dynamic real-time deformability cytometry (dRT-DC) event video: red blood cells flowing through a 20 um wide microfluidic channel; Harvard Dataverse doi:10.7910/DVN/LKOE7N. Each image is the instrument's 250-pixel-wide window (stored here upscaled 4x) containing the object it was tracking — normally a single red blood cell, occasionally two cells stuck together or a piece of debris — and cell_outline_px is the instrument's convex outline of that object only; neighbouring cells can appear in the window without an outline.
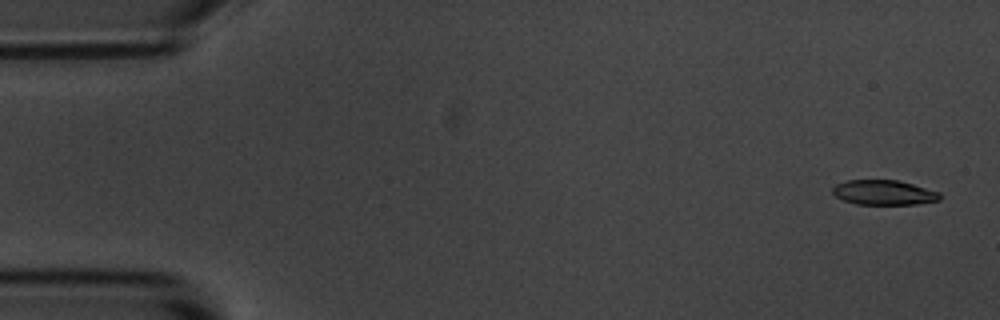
{"species": "common noctule bat (a hibernating species)", "species_latin": "Nyctalus noctula", "temperature_condition": "room temperature", "stored_images_in_passage": 55, "camera_frame_rate_fps": 3000, "um_per_image_px": 0.085, "animal": {"sex": "male", "body_mass_g": 20.1, "forearm_length_mm": 53.5}, "frame": {"image": 1, "passage_image": 2, "time_ms": 0.333, "image_size_px": [1000, 320], "cell_outline_px": [[940, 200], [916, 204], [856, 204], [844, 200], [836, 196], [832, 192], [832, 188], [836, 184], [848, 180], [896, 180], [912, 184], [940, 192]], "centroid_in_image_um": [75.12, 16.36], "position_along_channel_um": 9.9, "area_um2": 15.37}}
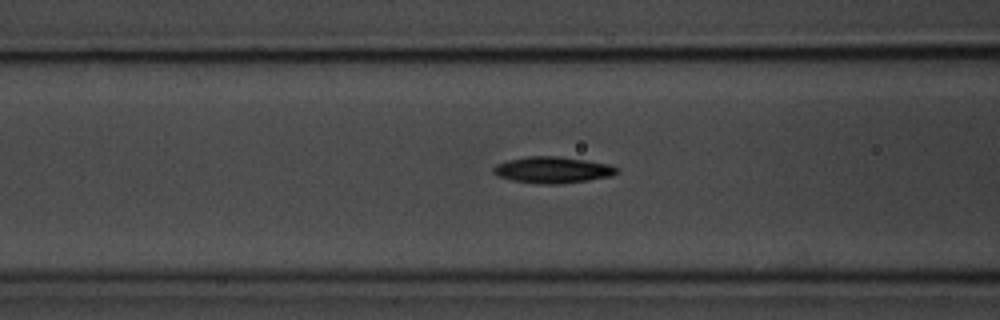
{"frame": {"image": 2, "passage_image": 21, "time_ms": 6.667, "image_size_px": [1000, 320], "cell_outline_px": [[620, 168], [612, 176], [588, 180], [560, 184], [544, 184], [512, 180], [500, 176], [492, 172], [492, 168], [496, 164], [508, 160], [528, 156], [556, 156], [584, 160], [608, 164]], "centroid_in_image_um": [46.97, 14.44], "position_along_channel_um": 119.6, "area_um2": 18.79}}
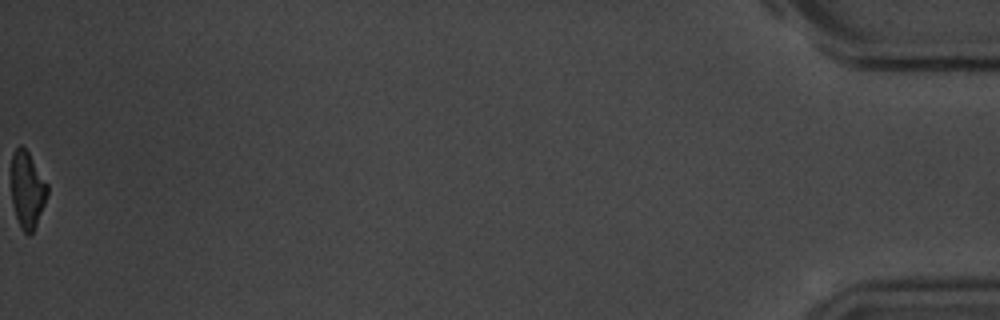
{"frame": {"image": 3, "passage_image": 55, "time_ms": 18.0, "image_size_px": [1000, 320], "cell_outline_px": [[48, 192], [44, 204], [36, 224], [32, 232], [28, 236], [20, 228], [12, 204], [12, 152], [20, 144], [28, 152], [48, 184]], "centroid_in_image_um": [2.31, 16.13], "position_along_channel_um": 432.9, "area_um2": 15.95}, "authors_computed_cell_mechanics": {"area_um2": 17.8024, "velocity_mm_per_s": 3.6655, "shape_relaxation_time_tau1_ms": 2.5072, "shape_relaxation_time_tau2_ms": 5.2387, "deformation_change_tau1": 0.122, "deformation_change_tau2": 0.12}}